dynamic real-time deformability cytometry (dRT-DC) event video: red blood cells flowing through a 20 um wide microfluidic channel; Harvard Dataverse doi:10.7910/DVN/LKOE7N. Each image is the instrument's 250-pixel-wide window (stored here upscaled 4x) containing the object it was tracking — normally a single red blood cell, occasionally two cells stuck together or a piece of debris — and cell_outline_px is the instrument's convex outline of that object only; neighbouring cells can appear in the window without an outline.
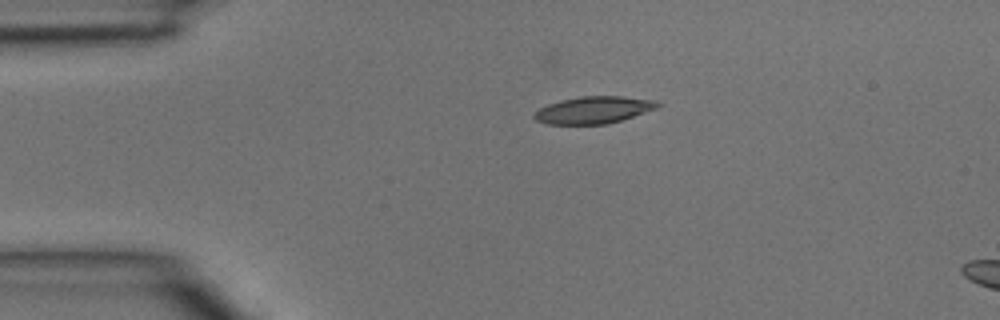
{"species": "common noctule bat (a hibernating species)", "species_latin": "Nyctalus noctula", "temperature_condition": "room temperature", "stored_images_in_passage": 2, "camera_frame_rate_fps": 3000, "um_per_image_px": 0.085, "animal": {"sex": "male", "body_mass_g": 15.6}, "frame": {"image": 1, "passage_image": 1, "time_ms": 0.0, "image_size_px": [1000, 320], "cell_outline_px": [[660, 108], [608, 124], [548, 124], [536, 120], [532, 116], [540, 108], [548, 104], [560, 100], [580, 96], [620, 96], [656, 100], [660, 104]], "centroid_in_image_um": [50.49, 9.34], "position_along_channel_um": 34.5, "area_um2": 19.54}}